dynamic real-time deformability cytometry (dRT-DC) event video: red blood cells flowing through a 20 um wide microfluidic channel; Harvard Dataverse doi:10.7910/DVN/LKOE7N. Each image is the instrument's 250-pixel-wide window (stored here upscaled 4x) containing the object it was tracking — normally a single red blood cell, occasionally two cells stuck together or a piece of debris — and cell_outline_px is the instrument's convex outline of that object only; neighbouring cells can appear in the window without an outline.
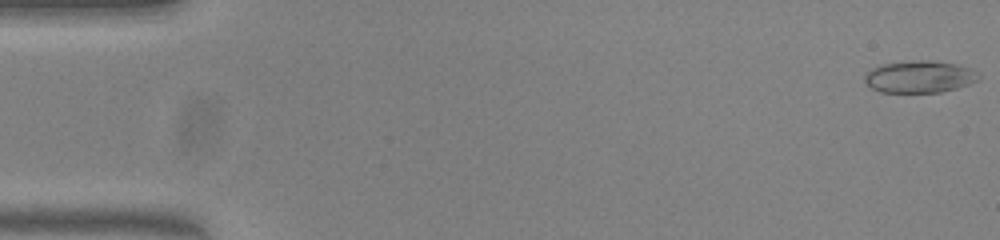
{"species": "common noctule bat (a hibernating species)", "species_latin": "Nyctalus noctula", "temperature_condition": "warm", "stored_images_in_passage": 53, "camera_frame_rate_fps": 3000, "um_per_image_px": 0.085, "animal": {"sex": "female", "body_mass_g": 23.0, "forearm_length_mm": 53.4}, "frame": {"image": 1, "passage_image": 1, "time_ms": 0.0, "image_size_px": [1000, 240], "cell_outline_px": [[980, 80], [956, 88], [940, 92], [880, 92], [864, 84], [864, 72], [880, 64], [912, 60], [928, 60], [956, 64], [972, 68], [980, 72]], "centroid_in_image_um": [78.14, 6.51], "position_along_channel_um": 6.9, "area_um2": 21.68}}
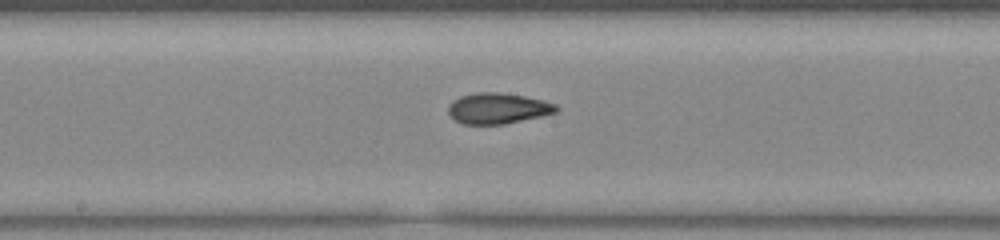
{"frame": {"image": 2, "passage_image": 28, "time_ms": 9.0, "image_size_px": [1000, 240], "cell_outline_px": [[560, 108], [556, 112], [540, 116], [504, 124], [464, 124], [456, 120], [448, 112], [448, 104], [452, 100], [460, 96], [476, 92], [500, 92], [524, 96], [544, 100], [556, 104]], "centroid_in_image_um": [42.31, 9.19], "position_along_channel_um": 205.9, "area_um2": 19.36}}
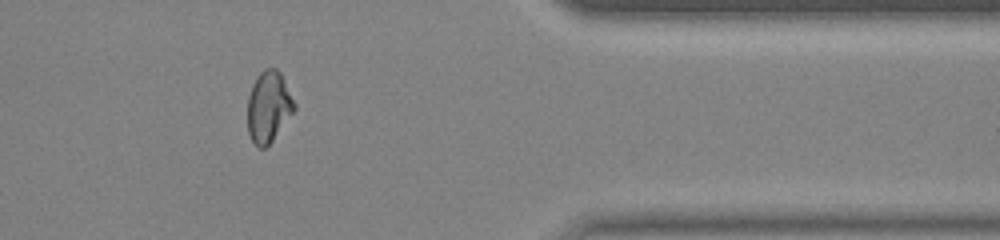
{"frame": {"image": 3, "passage_image": 44, "time_ms": 14.333, "image_size_px": [1000, 240], "cell_outline_px": [[296, 108], [272, 140], [264, 148], [260, 148], [252, 140], [248, 132], [248, 96], [252, 84], [256, 76], [264, 68], [276, 68], [280, 72], [296, 104]], "centroid_in_image_um": [22.82, 9.03], "position_along_channel_um": 388.6, "area_um2": 19.19}, "authors_computed_cell_mechanics": {"area_um2": 19.7098, "velocity_mm_per_s": 3.8318, "shape_relaxation_time_tau1_ms": 6.0194, "shape_relaxation_time_tau2_ms": 2.4415, "deformation_change_tau1": 0.1543, "deformation_change_tau2": 0.0727}}